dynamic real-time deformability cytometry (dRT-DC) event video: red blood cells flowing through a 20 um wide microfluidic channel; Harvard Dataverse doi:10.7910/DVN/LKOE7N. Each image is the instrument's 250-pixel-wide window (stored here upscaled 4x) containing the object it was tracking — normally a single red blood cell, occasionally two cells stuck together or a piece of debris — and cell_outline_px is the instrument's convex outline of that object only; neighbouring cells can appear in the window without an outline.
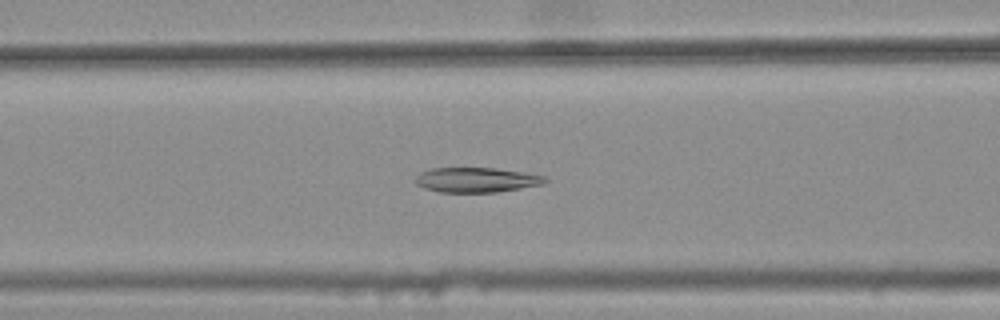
{"species": "common noctule bat (a hibernating species)", "species_latin": "Nyctalus noctula", "temperature_condition": "warm", "stored_images_in_passage": 40, "camera_frame_rate_fps": 3000, "um_per_image_px": 0.085, "animal": {"sex": "female", "body_mass_g": 25.1}, "frame": {"image": 1, "passage_image": 20, "time_ms": 6.333, "image_size_px": [1000, 320], "cell_outline_px": [[548, 180], [544, 184], [496, 192], [440, 192], [424, 188], [416, 184], [416, 176], [420, 172], [432, 168], [496, 168], [524, 172], [544, 176]], "centroid_in_image_um": [40.49, 15.29], "position_along_channel_um": 126.1, "area_um2": 18.73}}
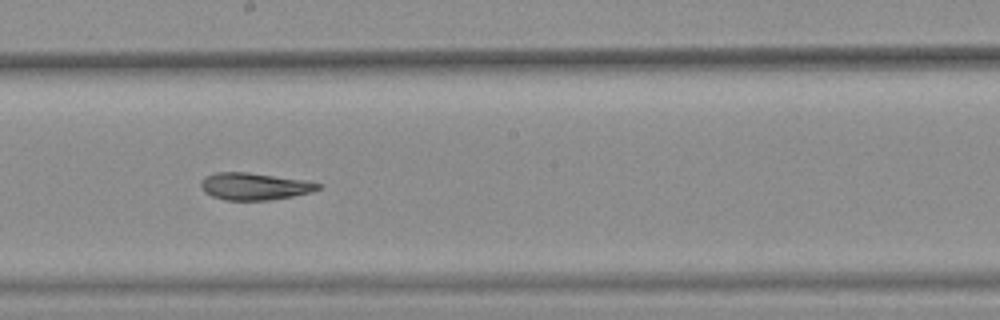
{"frame": {"image": 2, "passage_image": 28, "time_ms": 9.0, "image_size_px": [1000, 320], "cell_outline_px": [[324, 184], [320, 188], [312, 192], [292, 196], [268, 200], [224, 200], [212, 196], [204, 192], [200, 184], [200, 180], [204, 176], [216, 172], [248, 172], [304, 180]], "centroid_in_image_um": [21.61, 15.83], "position_along_channel_um": 226.6, "area_um2": 18.61}}
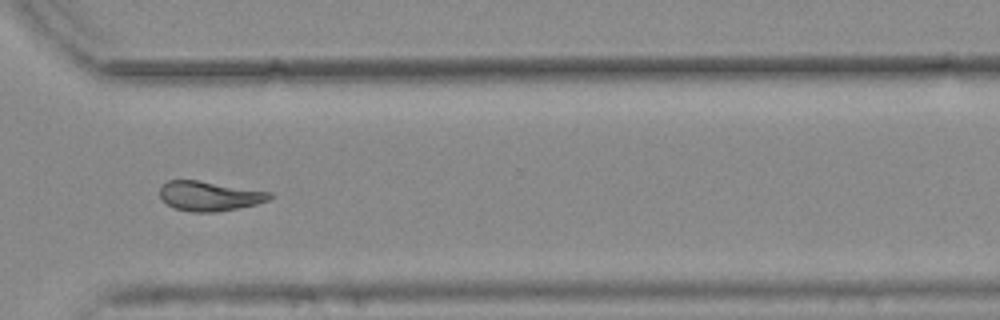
{"frame": {"image": 3, "passage_image": 38, "time_ms": 12.333, "image_size_px": [1000, 320], "cell_outline_px": [[272, 196], [268, 200], [256, 204], [216, 212], [192, 212], [176, 208], [168, 204], [160, 196], [160, 184], [168, 180], [196, 180], [272, 192]], "centroid_in_image_um": [17.78, 16.65], "position_along_channel_um": 352.8, "area_um2": 18.79}}